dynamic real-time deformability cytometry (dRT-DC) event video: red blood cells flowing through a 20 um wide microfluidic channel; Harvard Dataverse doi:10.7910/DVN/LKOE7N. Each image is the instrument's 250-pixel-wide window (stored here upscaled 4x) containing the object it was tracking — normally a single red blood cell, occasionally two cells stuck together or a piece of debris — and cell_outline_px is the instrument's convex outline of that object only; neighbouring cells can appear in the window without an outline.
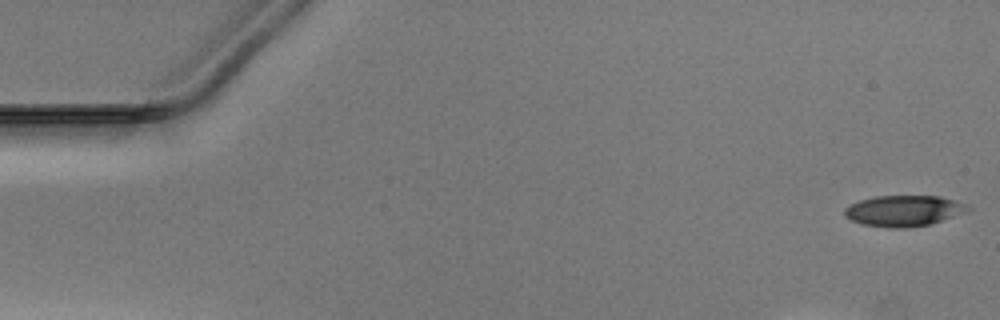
{"species": "Egyptian fruit bat (a non-hibernating species)", "species_latin": "Rousettus aegyptiacus", "temperature_condition": "warm", "stored_images_in_passage": 38, "camera_frame_rate_fps": 3000, "um_per_image_px": 0.085, "animal": {"sex": "male"}, "frame": {"image": 1, "passage_image": 1, "time_ms": 0.0, "image_size_px": [1000, 320], "cell_outline_px": [[972, 208], [968, 212], [928, 224], [908, 228], [888, 228], [864, 224], [852, 220], [844, 216], [844, 208], [860, 200], [876, 196], [940, 196], [964, 204]], "centroid_in_image_um": [76.81, 17.92], "position_along_channel_um": 8.2, "area_um2": 22.02}}